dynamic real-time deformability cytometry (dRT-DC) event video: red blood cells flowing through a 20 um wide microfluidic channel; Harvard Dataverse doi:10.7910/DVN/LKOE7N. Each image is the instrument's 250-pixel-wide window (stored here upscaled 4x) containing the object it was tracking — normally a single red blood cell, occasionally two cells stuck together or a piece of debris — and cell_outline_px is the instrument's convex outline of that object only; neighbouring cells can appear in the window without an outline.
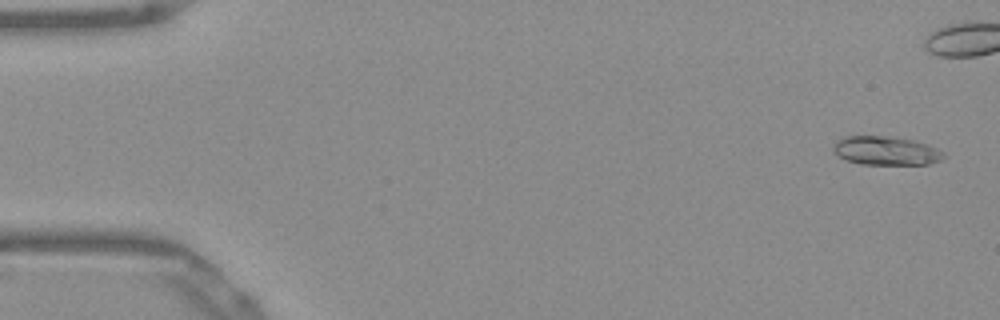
{"species": "Egyptian fruit bat (a non-hibernating species)", "species_latin": "Rousettus aegyptiacus", "temperature_condition": "warm", "stored_images_in_passage": 53, "camera_frame_rate_fps": 3000, "um_per_image_px": 0.085, "frame": {"image": 1, "passage_image": 2, "time_ms": 0.333, "image_size_px": [1000, 320], "cell_outline_px": [[944, 156], [940, 160], [928, 164], [860, 164], [848, 160], [840, 156], [832, 148], [836, 140], [844, 136], [892, 136], [912, 140], [928, 144], [944, 152]], "centroid_in_image_um": [75.31, 12.8], "position_along_channel_um": 9.7, "area_um2": 18.38}}
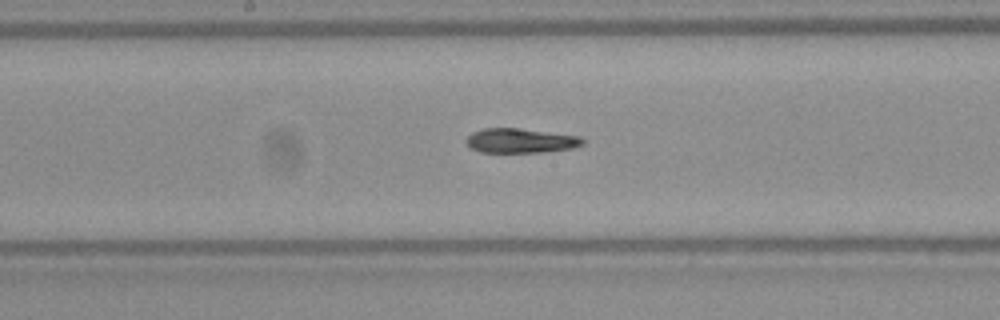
{"frame": {"image": 2, "passage_image": 27, "time_ms": 8.667, "image_size_px": [1000, 320], "cell_outline_px": [[584, 144], [572, 148], [544, 152], [480, 152], [472, 148], [464, 140], [472, 132], [484, 128], [520, 128], [580, 136], [584, 140]], "centroid_in_image_um": [44.25, 11.95], "position_along_channel_um": 204.0, "area_um2": 16.65}}
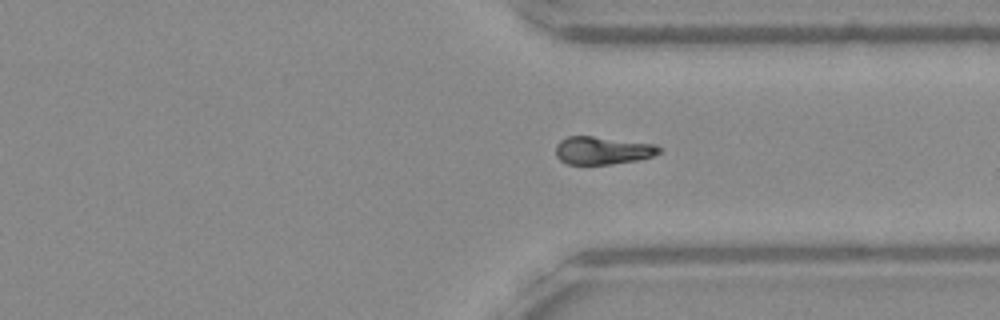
{"frame": {"image": 3, "passage_image": 39, "time_ms": 12.667, "image_size_px": [1000, 320], "cell_outline_px": [[660, 152], [652, 156], [640, 160], [608, 164], [568, 164], [560, 160], [556, 156], [556, 144], [560, 140], [568, 136], [592, 136], [656, 144], [660, 148]], "centroid_in_image_um": [51.2, 12.78], "position_along_channel_um": 360.2, "area_um2": 16.76}, "authors_computed_cell_mechanics": {"area_um2": 17.34, "velocity_mm_per_s": 3.9135, "shape_relaxation_time_tau1_ms": 6.7597, "shape_relaxation_time_tau2_ms": 5.1348, "deformation_change_tau1": 0.2335, "deformation_change_tau2": 0.1057}}